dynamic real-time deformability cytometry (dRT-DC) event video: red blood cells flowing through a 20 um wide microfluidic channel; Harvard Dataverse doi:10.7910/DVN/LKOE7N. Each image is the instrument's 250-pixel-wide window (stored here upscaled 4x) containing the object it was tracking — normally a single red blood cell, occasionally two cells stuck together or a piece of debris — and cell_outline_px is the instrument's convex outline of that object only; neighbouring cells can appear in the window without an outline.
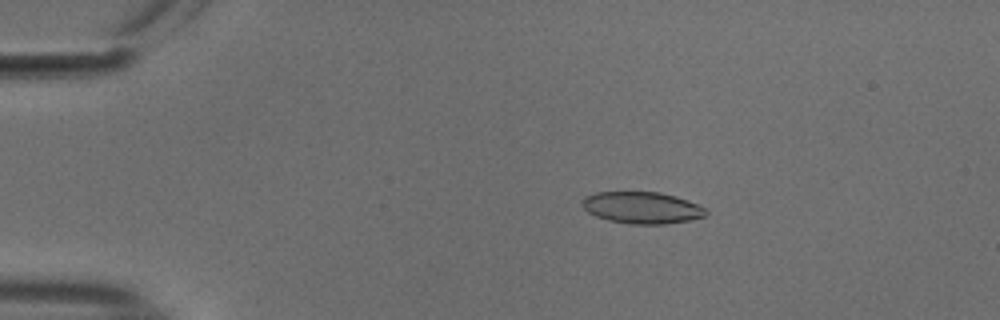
{"species": "common noctule bat (a hibernating species)", "species_latin": "Nyctalus noctula", "temperature_condition": "cold", "stored_images_in_passage": 55, "camera_frame_rate_fps": 3000, "um_per_image_px": 0.085, "animal": {"sex": "male", "body_mass_g": 18.8}, "frame": {"image": 1, "passage_image": 11, "time_ms": 3.333, "image_size_px": [1000, 320], "cell_outline_px": [[708, 212], [704, 216], [688, 220], [664, 224], [628, 224], [608, 220], [596, 216], [588, 212], [584, 208], [584, 196], [596, 192], [660, 192], [676, 196], [696, 204], [704, 208]], "centroid_in_image_um": [54.55, 17.65], "position_along_channel_um": 30.4, "area_um2": 22.66}}
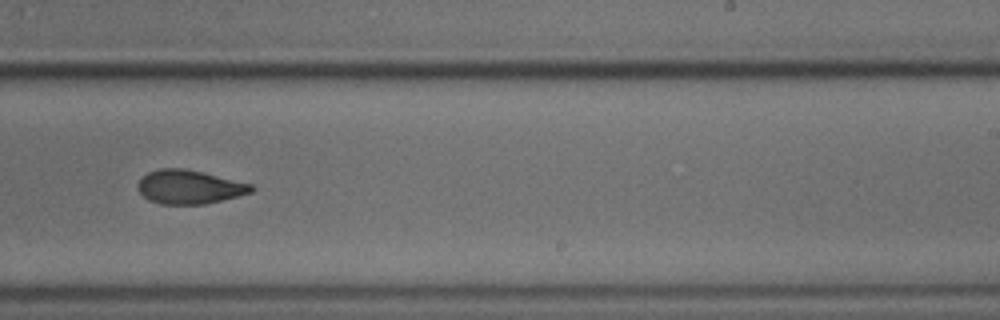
{"frame": {"image": 2, "passage_image": 35, "time_ms": 11.333, "image_size_px": [1000, 320], "cell_outline_px": [[256, 188], [252, 192], [204, 204], [160, 204], [148, 200], [136, 188], [136, 184], [148, 172], [160, 168], [184, 168], [252, 184]], "centroid_in_image_um": [16.06, 15.89], "position_along_channel_um": 272.9, "area_um2": 22.2}}
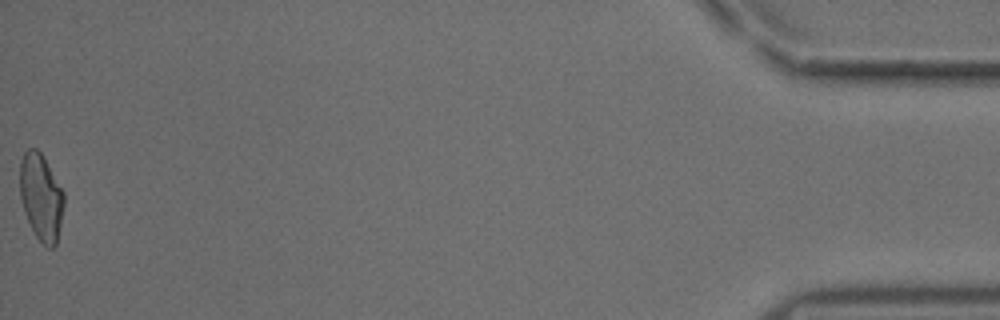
{"frame": {"image": 3, "passage_image": 55, "time_ms": 18.0, "image_size_px": [1000, 320], "cell_outline_px": [[64, 204], [56, 244], [52, 248], [48, 248], [36, 236], [24, 212], [20, 196], [20, 160], [24, 152], [28, 148], [36, 148], [40, 152], [64, 192]], "centroid_in_image_um": [3.48, 16.73], "position_along_channel_um": 431.7, "area_um2": 21.96}, "authors_computed_cell_mechanics": {"area_um2": 22.9466, "velocity_mm_per_s": 3.758, "shape_relaxation_time_tau1_ms": 5.5965, "shape_relaxation_time_tau2_ms": 2.0662, "deformation_change_tau1": 0.1373, "deformation_change_tau2": 0.0625}}